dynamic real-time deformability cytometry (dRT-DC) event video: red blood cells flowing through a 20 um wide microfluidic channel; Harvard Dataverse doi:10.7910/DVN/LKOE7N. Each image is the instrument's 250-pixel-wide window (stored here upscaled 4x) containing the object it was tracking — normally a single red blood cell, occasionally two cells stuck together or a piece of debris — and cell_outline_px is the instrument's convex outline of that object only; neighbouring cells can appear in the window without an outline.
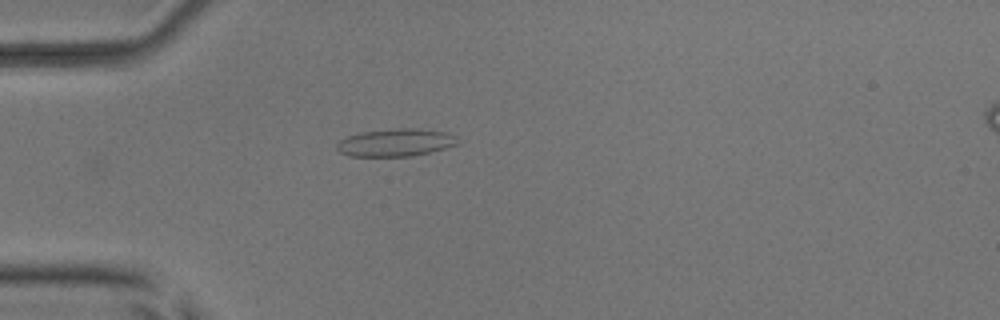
{"species": "common noctule bat (a hibernating species)", "species_latin": "Nyctalus noctula", "temperature_condition": "room temperature", "stored_images_in_passage": 3, "camera_frame_rate_fps": 3000, "um_per_image_px": 0.085, "animal": {"sex": "male", "body_mass_g": 17.9, "forearm_length_mm": 54.2}, "frame": {"image": 1, "passage_image": 2, "time_ms": 1.333, "image_size_px": [1000, 320], "cell_outline_px": [[456, 144], [444, 148], [412, 156], [348, 156], [340, 152], [336, 148], [336, 144], [340, 140], [348, 136], [360, 132], [396, 128], [420, 128], [444, 132], [456, 136]], "centroid_in_image_um": [33.57, 12.11], "position_along_channel_um": 51.4, "area_um2": 19.31}}